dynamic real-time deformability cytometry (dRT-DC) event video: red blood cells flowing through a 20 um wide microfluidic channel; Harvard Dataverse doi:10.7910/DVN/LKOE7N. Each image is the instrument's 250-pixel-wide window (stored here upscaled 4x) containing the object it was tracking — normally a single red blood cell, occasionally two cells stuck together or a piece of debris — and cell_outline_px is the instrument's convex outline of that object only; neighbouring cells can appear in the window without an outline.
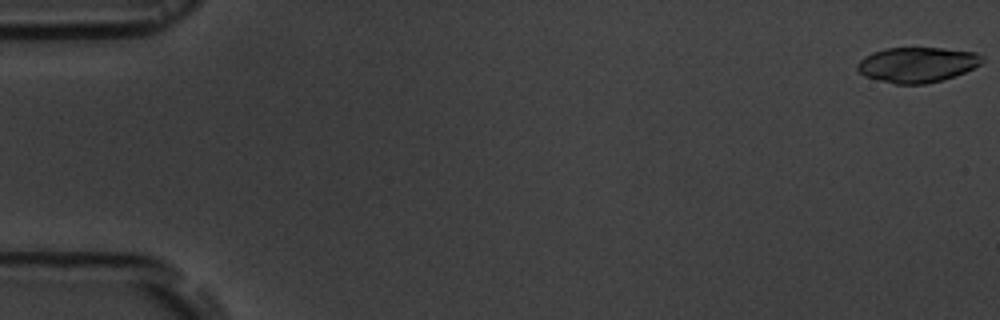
{"species": "common noctule bat (a hibernating species)", "species_latin": "Nyctalus noctula", "temperature_condition": "room temperature", "stored_images_in_passage": 5, "camera_frame_rate_fps": 3000, "um_per_image_px": 0.085, "animal": {"sex": "male", "body_mass_g": 19.5, "forearm_length_mm": 54.6}, "frame": {"image": 1, "passage_image": 1, "time_ms": 0.0, "image_size_px": [1000, 320], "cell_outline_px": [[984, 60], [980, 64], [964, 72], [944, 80], [924, 84], [896, 84], [876, 80], [864, 76], [856, 68], [856, 64], [864, 56], [872, 52], [884, 48], [944, 48], [976, 52], [984, 56]], "centroid_in_image_um": [77.94, 5.5], "position_along_channel_um": 7.1, "area_um2": 25.84}}
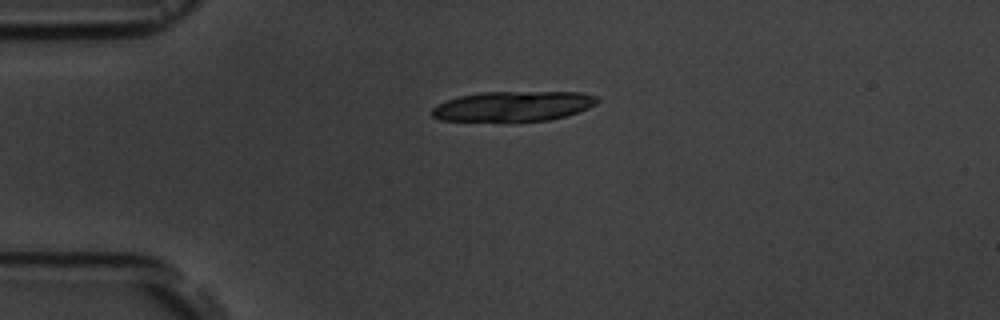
{"frame": {"image": 2, "passage_image": 4, "time_ms": 4.333, "image_size_px": [1000, 320], "cell_outline_px": [[600, 100], [596, 104], [588, 108], [564, 116], [548, 120], [440, 120], [432, 116], [432, 108], [448, 100], [460, 96], [480, 92], [580, 92], [596, 96]], "centroid_in_image_um": [43.65, 9.01], "position_along_channel_um": 41.3, "area_um2": 28.32}}